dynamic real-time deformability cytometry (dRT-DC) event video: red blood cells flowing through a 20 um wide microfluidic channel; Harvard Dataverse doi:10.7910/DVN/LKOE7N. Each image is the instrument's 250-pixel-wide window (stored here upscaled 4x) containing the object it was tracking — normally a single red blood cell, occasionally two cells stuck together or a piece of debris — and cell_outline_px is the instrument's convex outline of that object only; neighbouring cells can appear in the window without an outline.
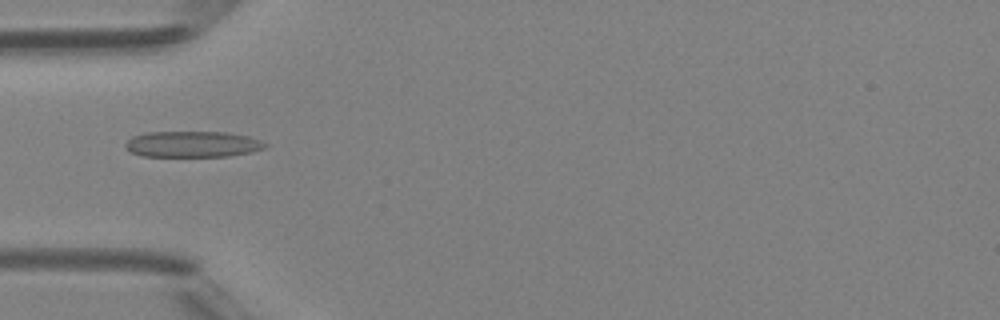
{"species": "Egyptian fruit bat (a non-hibernating species)", "species_latin": "Rousettus aegyptiacus", "temperature_condition": "room temperature", "stored_images_in_passage": 47, "camera_frame_rate_fps": 3000, "um_per_image_px": 0.085, "animal": {"sex": "female"}, "frame": {"image": 1, "passage_image": 15, "time_ms": 4.667, "image_size_px": [1000, 320], "cell_outline_px": [[268, 144], [264, 148], [252, 152], [228, 156], [144, 156], [132, 152], [124, 148], [124, 144], [132, 136], [148, 132], [224, 132], [248, 136], [260, 140]], "centroid_in_image_um": [16.36, 12.25], "position_along_channel_um": 68.6, "area_um2": 21.15}}
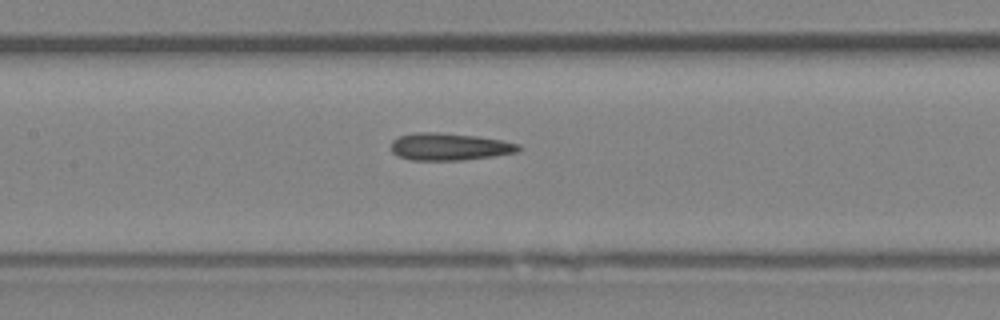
{"frame": {"image": 2, "passage_image": 22, "time_ms": 7.0, "image_size_px": [1000, 320], "cell_outline_px": [[524, 148], [516, 152], [492, 156], [464, 160], [412, 160], [396, 156], [392, 152], [392, 140], [400, 136], [412, 132], [440, 132], [476, 136], [504, 140], [520, 144]], "centroid_in_image_um": [38.21, 12.46], "position_along_channel_um": 169.2, "area_um2": 20.46}}
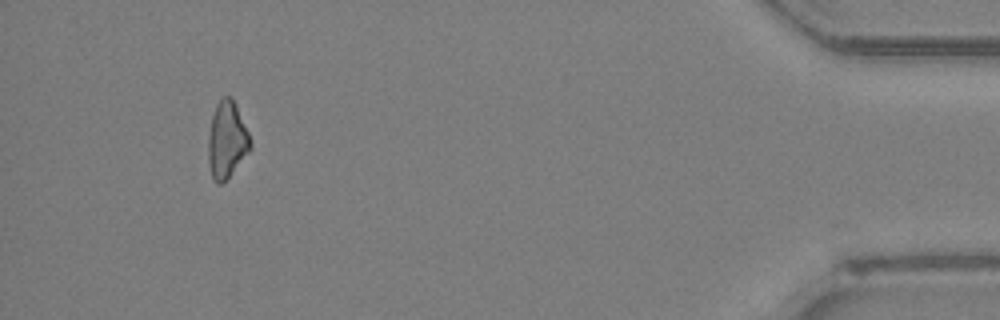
{"frame": {"image": 3, "passage_image": 44, "time_ms": 14.333, "image_size_px": [1000, 320], "cell_outline_px": [[252, 148], [228, 176], [220, 184], [216, 184], [212, 180], [208, 160], [208, 136], [212, 116], [216, 104], [224, 96], [232, 96], [236, 104], [248, 132], [252, 144]], "centroid_in_image_um": [19.27, 11.88], "position_along_channel_um": 415.9, "area_um2": 18.73}, "authors_computed_cell_mechanics": {"area_um2": 20.1722, "velocity_mm_per_s": 4.3297, "shape_relaxation_time_tau1_ms": null, "shape_relaxation_time_tau2_ms": 4.0024, "deformation_change_tau1": null, "deformation_change_tau2": 0.1325}}